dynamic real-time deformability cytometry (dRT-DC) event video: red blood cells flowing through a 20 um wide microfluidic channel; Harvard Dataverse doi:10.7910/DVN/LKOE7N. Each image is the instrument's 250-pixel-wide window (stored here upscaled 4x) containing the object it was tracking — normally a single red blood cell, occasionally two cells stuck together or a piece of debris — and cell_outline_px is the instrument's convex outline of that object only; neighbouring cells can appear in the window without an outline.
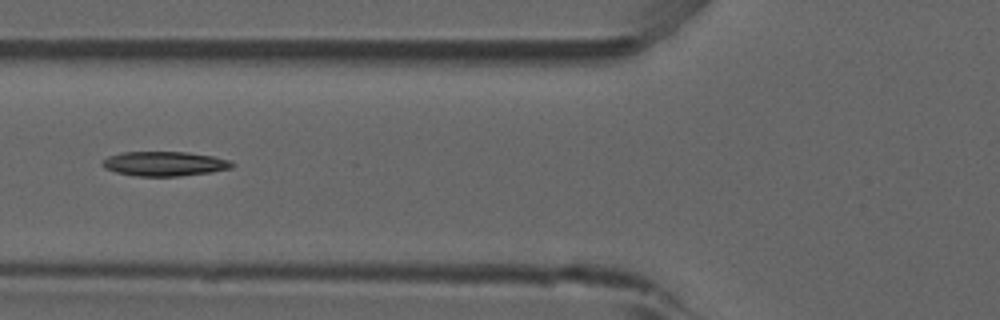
{"species": "common noctule bat (a hibernating species)", "species_latin": "Nyctalus noctula", "temperature_condition": "room temperature", "stored_images_in_passage": 38, "camera_frame_rate_fps": 3000, "um_per_image_px": 0.085, "animal": {"sex": "male", "forearm_length_mm": 52.5}, "frame": {"image": 1, "passage_image": 6, "time_ms": 1.667, "image_size_px": [1000, 320], "cell_outline_px": [[236, 164], [232, 168], [212, 172], [180, 176], [136, 176], [116, 172], [104, 168], [100, 164], [108, 156], [120, 152], [188, 152], [212, 156], [228, 160]], "centroid_in_image_um": [13.98, 13.92], "position_along_channel_um": 111.8, "area_um2": 18.61}}